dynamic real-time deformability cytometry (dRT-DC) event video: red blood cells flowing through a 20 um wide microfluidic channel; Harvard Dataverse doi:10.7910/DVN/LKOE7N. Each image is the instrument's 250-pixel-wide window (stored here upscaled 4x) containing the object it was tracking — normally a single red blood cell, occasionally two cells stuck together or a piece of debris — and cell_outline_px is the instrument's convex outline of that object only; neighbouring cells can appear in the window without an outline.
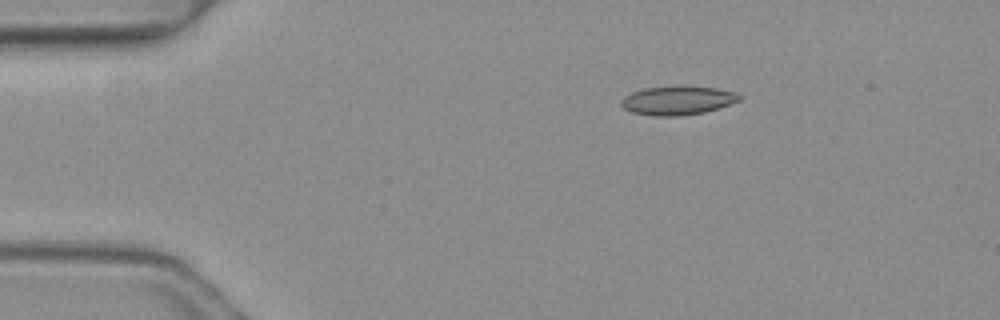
{"species": "common noctule bat (a hibernating species)", "species_latin": "Nyctalus noctula", "temperature_condition": "warm", "stored_images_in_passage": 5, "camera_frame_rate_fps": 3000, "um_per_image_px": 0.085, "animal": {"sex": "female", "body_mass_g": 19.3, "forearm_length_mm": 54.1}, "frame": {"image": 1, "passage_image": 2, "time_ms": 0.333, "image_size_px": [1000, 320], "cell_outline_px": [[740, 100], [704, 112], [680, 116], [652, 116], [632, 112], [624, 108], [620, 104], [620, 100], [624, 96], [632, 92], [644, 88], [680, 84], [716, 88], [736, 92], [740, 96]], "centroid_in_image_um": [57.55, 8.51], "position_along_channel_um": 27.4, "area_um2": 20.17}}
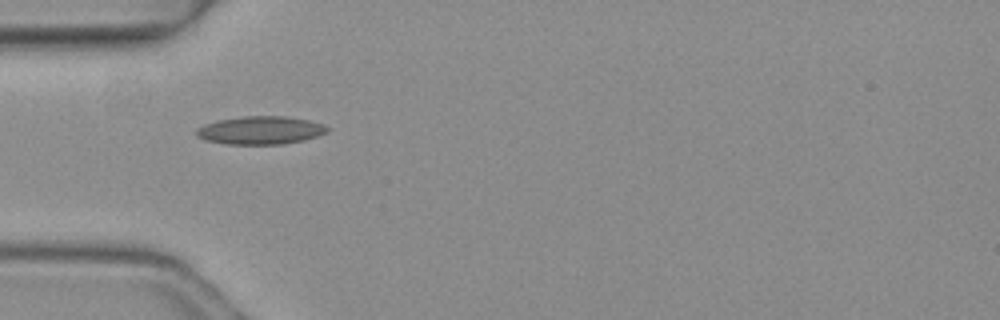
{"frame": {"image": 2, "passage_image": 4, "time_ms": 1.0, "image_size_px": [1000, 320], "cell_outline_px": [[328, 132], [304, 140], [280, 144], [224, 144], [204, 140], [196, 136], [196, 128], [204, 124], [216, 120], [244, 116], [288, 116], [308, 120], [324, 124], [328, 128]], "centroid_in_image_um": [22.1, 11.07], "position_along_channel_um": 62.9, "area_um2": 21.56}}
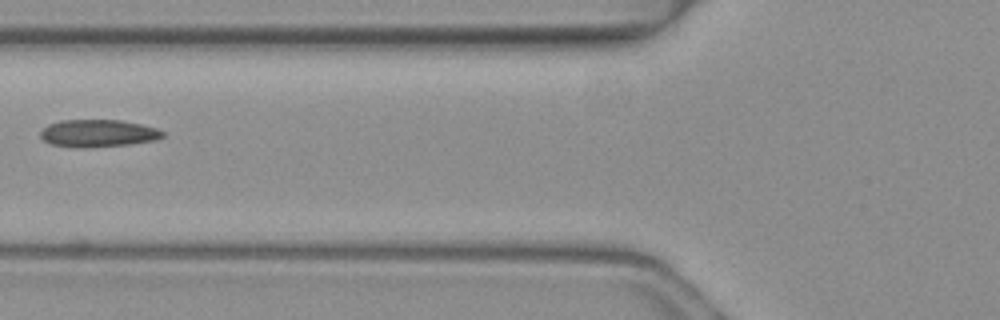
{"frame": {"image": 3, "passage_image": 5, "time_ms": 1.333, "image_size_px": [1000, 320], "cell_outline_px": [[164, 136], [156, 140], [132, 144], [84, 148], [72, 148], [48, 144], [40, 136], [40, 132], [48, 124], [60, 120], [120, 120], [140, 124], [156, 128], [164, 132]], "centroid_in_image_um": [8.31, 11.34], "position_along_channel_um": 117.5, "area_um2": 19.77}}